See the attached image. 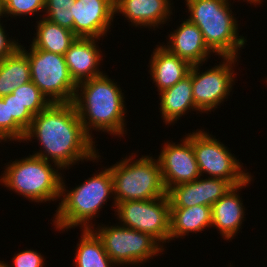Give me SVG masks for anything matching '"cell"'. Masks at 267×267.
<instances>
[{
	"label": "cell",
	"mask_w": 267,
	"mask_h": 267,
	"mask_svg": "<svg viewBox=\"0 0 267 267\" xmlns=\"http://www.w3.org/2000/svg\"><path fill=\"white\" fill-rule=\"evenodd\" d=\"M32 138L39 140L44 149L33 155L49 162L51 159L55 168L62 170L79 161L100 157L95 141L85 132L72 102L50 103L34 115L22 141H32Z\"/></svg>",
	"instance_id": "obj_1"
},
{
	"label": "cell",
	"mask_w": 267,
	"mask_h": 267,
	"mask_svg": "<svg viewBox=\"0 0 267 267\" xmlns=\"http://www.w3.org/2000/svg\"><path fill=\"white\" fill-rule=\"evenodd\" d=\"M124 98L117 82L109 79L104 73L78 83L72 103L85 132L92 139L93 130H102L122 137L126 134L124 117L127 109L124 108Z\"/></svg>",
	"instance_id": "obj_2"
},
{
	"label": "cell",
	"mask_w": 267,
	"mask_h": 267,
	"mask_svg": "<svg viewBox=\"0 0 267 267\" xmlns=\"http://www.w3.org/2000/svg\"><path fill=\"white\" fill-rule=\"evenodd\" d=\"M65 186L62 178L61 203L54 214L55 220H52L56 230L65 231L79 225L81 229L95 227L90 221L97 217L96 214H99L104 203L114 194L110 168L94 174L70 191L66 190Z\"/></svg>",
	"instance_id": "obj_3"
},
{
	"label": "cell",
	"mask_w": 267,
	"mask_h": 267,
	"mask_svg": "<svg viewBox=\"0 0 267 267\" xmlns=\"http://www.w3.org/2000/svg\"><path fill=\"white\" fill-rule=\"evenodd\" d=\"M188 20L203 34L207 46L220 57H237L246 39L238 36L236 17L229 0H185Z\"/></svg>",
	"instance_id": "obj_4"
},
{
	"label": "cell",
	"mask_w": 267,
	"mask_h": 267,
	"mask_svg": "<svg viewBox=\"0 0 267 267\" xmlns=\"http://www.w3.org/2000/svg\"><path fill=\"white\" fill-rule=\"evenodd\" d=\"M49 161L36 155L6 165L0 181L5 187L35 202L54 201L60 197L62 174Z\"/></svg>",
	"instance_id": "obj_5"
},
{
	"label": "cell",
	"mask_w": 267,
	"mask_h": 267,
	"mask_svg": "<svg viewBox=\"0 0 267 267\" xmlns=\"http://www.w3.org/2000/svg\"><path fill=\"white\" fill-rule=\"evenodd\" d=\"M134 159L133 155L125 157L109 167L115 208L119 202L150 200L167 195L157 159L149 155Z\"/></svg>",
	"instance_id": "obj_6"
},
{
	"label": "cell",
	"mask_w": 267,
	"mask_h": 267,
	"mask_svg": "<svg viewBox=\"0 0 267 267\" xmlns=\"http://www.w3.org/2000/svg\"><path fill=\"white\" fill-rule=\"evenodd\" d=\"M27 54L31 81L50 103L73 102L77 84L71 78L64 55L55 54L31 46Z\"/></svg>",
	"instance_id": "obj_7"
},
{
	"label": "cell",
	"mask_w": 267,
	"mask_h": 267,
	"mask_svg": "<svg viewBox=\"0 0 267 267\" xmlns=\"http://www.w3.org/2000/svg\"><path fill=\"white\" fill-rule=\"evenodd\" d=\"M98 228V229H97ZM92 230L102 241L109 258L118 265H138L164 251L161 244L147 233L126 226H99ZM96 229V230H95Z\"/></svg>",
	"instance_id": "obj_8"
},
{
	"label": "cell",
	"mask_w": 267,
	"mask_h": 267,
	"mask_svg": "<svg viewBox=\"0 0 267 267\" xmlns=\"http://www.w3.org/2000/svg\"><path fill=\"white\" fill-rule=\"evenodd\" d=\"M115 213L123 226L147 233L160 244L169 241L171 208L168 195L150 200L119 202Z\"/></svg>",
	"instance_id": "obj_9"
},
{
	"label": "cell",
	"mask_w": 267,
	"mask_h": 267,
	"mask_svg": "<svg viewBox=\"0 0 267 267\" xmlns=\"http://www.w3.org/2000/svg\"><path fill=\"white\" fill-rule=\"evenodd\" d=\"M204 130L191 133V143L199 166L209 177L229 181L233 186L244 183L251 175L242 168L239 159L227 147Z\"/></svg>",
	"instance_id": "obj_10"
},
{
	"label": "cell",
	"mask_w": 267,
	"mask_h": 267,
	"mask_svg": "<svg viewBox=\"0 0 267 267\" xmlns=\"http://www.w3.org/2000/svg\"><path fill=\"white\" fill-rule=\"evenodd\" d=\"M237 58L222 57V64L201 73L199 66L202 64L191 65L192 92L197 111L211 112L230 95L236 75L232 68L238 61Z\"/></svg>",
	"instance_id": "obj_11"
},
{
	"label": "cell",
	"mask_w": 267,
	"mask_h": 267,
	"mask_svg": "<svg viewBox=\"0 0 267 267\" xmlns=\"http://www.w3.org/2000/svg\"><path fill=\"white\" fill-rule=\"evenodd\" d=\"M180 144L168 141L158 157L162 181L166 191L171 187L189 183L201 177L191 143V133Z\"/></svg>",
	"instance_id": "obj_12"
},
{
	"label": "cell",
	"mask_w": 267,
	"mask_h": 267,
	"mask_svg": "<svg viewBox=\"0 0 267 267\" xmlns=\"http://www.w3.org/2000/svg\"><path fill=\"white\" fill-rule=\"evenodd\" d=\"M74 18L73 33L82 38L106 35L115 15V0H75L70 7Z\"/></svg>",
	"instance_id": "obj_13"
},
{
	"label": "cell",
	"mask_w": 267,
	"mask_h": 267,
	"mask_svg": "<svg viewBox=\"0 0 267 267\" xmlns=\"http://www.w3.org/2000/svg\"><path fill=\"white\" fill-rule=\"evenodd\" d=\"M233 185L220 178L208 177L171 187L167 191L170 208H187L195 205L211 207L223 197Z\"/></svg>",
	"instance_id": "obj_14"
},
{
	"label": "cell",
	"mask_w": 267,
	"mask_h": 267,
	"mask_svg": "<svg viewBox=\"0 0 267 267\" xmlns=\"http://www.w3.org/2000/svg\"><path fill=\"white\" fill-rule=\"evenodd\" d=\"M98 40L77 37L64 54L69 74L76 84L104 74L99 71L103 55L95 44Z\"/></svg>",
	"instance_id": "obj_15"
},
{
	"label": "cell",
	"mask_w": 267,
	"mask_h": 267,
	"mask_svg": "<svg viewBox=\"0 0 267 267\" xmlns=\"http://www.w3.org/2000/svg\"><path fill=\"white\" fill-rule=\"evenodd\" d=\"M252 181V175L242 184L233 186L223 197L211 206L212 227L218 228L225 240H231L237 234L244 217V206L238 190Z\"/></svg>",
	"instance_id": "obj_16"
},
{
	"label": "cell",
	"mask_w": 267,
	"mask_h": 267,
	"mask_svg": "<svg viewBox=\"0 0 267 267\" xmlns=\"http://www.w3.org/2000/svg\"><path fill=\"white\" fill-rule=\"evenodd\" d=\"M169 35V42L164 47L190 65L207 61L210 53L213 52L205 43L199 28L188 19Z\"/></svg>",
	"instance_id": "obj_17"
},
{
	"label": "cell",
	"mask_w": 267,
	"mask_h": 267,
	"mask_svg": "<svg viewBox=\"0 0 267 267\" xmlns=\"http://www.w3.org/2000/svg\"><path fill=\"white\" fill-rule=\"evenodd\" d=\"M170 0H115V14H122L132 25L156 28L172 14Z\"/></svg>",
	"instance_id": "obj_18"
},
{
	"label": "cell",
	"mask_w": 267,
	"mask_h": 267,
	"mask_svg": "<svg viewBox=\"0 0 267 267\" xmlns=\"http://www.w3.org/2000/svg\"><path fill=\"white\" fill-rule=\"evenodd\" d=\"M152 53L149 71L159 93L174 86L188 75L191 65L164 46L157 45Z\"/></svg>",
	"instance_id": "obj_19"
},
{
	"label": "cell",
	"mask_w": 267,
	"mask_h": 267,
	"mask_svg": "<svg viewBox=\"0 0 267 267\" xmlns=\"http://www.w3.org/2000/svg\"><path fill=\"white\" fill-rule=\"evenodd\" d=\"M191 67L187 76L174 86L160 92V111L165 124L176 123L188 110L197 108L193 99Z\"/></svg>",
	"instance_id": "obj_20"
},
{
	"label": "cell",
	"mask_w": 267,
	"mask_h": 267,
	"mask_svg": "<svg viewBox=\"0 0 267 267\" xmlns=\"http://www.w3.org/2000/svg\"><path fill=\"white\" fill-rule=\"evenodd\" d=\"M212 224L211 207L195 205L187 208H171L170 240L185 237L189 232L198 233Z\"/></svg>",
	"instance_id": "obj_21"
},
{
	"label": "cell",
	"mask_w": 267,
	"mask_h": 267,
	"mask_svg": "<svg viewBox=\"0 0 267 267\" xmlns=\"http://www.w3.org/2000/svg\"><path fill=\"white\" fill-rule=\"evenodd\" d=\"M35 27H37L34 34L36 37L30 46L55 54L64 55L77 38L73 31L52 23L44 17Z\"/></svg>",
	"instance_id": "obj_22"
},
{
	"label": "cell",
	"mask_w": 267,
	"mask_h": 267,
	"mask_svg": "<svg viewBox=\"0 0 267 267\" xmlns=\"http://www.w3.org/2000/svg\"><path fill=\"white\" fill-rule=\"evenodd\" d=\"M31 81L27 54L19 47L13 54L0 60V97Z\"/></svg>",
	"instance_id": "obj_23"
},
{
	"label": "cell",
	"mask_w": 267,
	"mask_h": 267,
	"mask_svg": "<svg viewBox=\"0 0 267 267\" xmlns=\"http://www.w3.org/2000/svg\"><path fill=\"white\" fill-rule=\"evenodd\" d=\"M80 239L76 245V267H113L116 265L109 258L102 241L92 229H82Z\"/></svg>",
	"instance_id": "obj_24"
},
{
	"label": "cell",
	"mask_w": 267,
	"mask_h": 267,
	"mask_svg": "<svg viewBox=\"0 0 267 267\" xmlns=\"http://www.w3.org/2000/svg\"><path fill=\"white\" fill-rule=\"evenodd\" d=\"M12 94L33 116L50 104L32 81L15 88Z\"/></svg>",
	"instance_id": "obj_25"
},
{
	"label": "cell",
	"mask_w": 267,
	"mask_h": 267,
	"mask_svg": "<svg viewBox=\"0 0 267 267\" xmlns=\"http://www.w3.org/2000/svg\"><path fill=\"white\" fill-rule=\"evenodd\" d=\"M75 0H45V18L52 23L73 31L74 18L70 7Z\"/></svg>",
	"instance_id": "obj_26"
},
{
	"label": "cell",
	"mask_w": 267,
	"mask_h": 267,
	"mask_svg": "<svg viewBox=\"0 0 267 267\" xmlns=\"http://www.w3.org/2000/svg\"><path fill=\"white\" fill-rule=\"evenodd\" d=\"M26 131L14 120L9 119L8 102L0 97V139L5 141H22ZM9 139V140H7Z\"/></svg>",
	"instance_id": "obj_27"
},
{
	"label": "cell",
	"mask_w": 267,
	"mask_h": 267,
	"mask_svg": "<svg viewBox=\"0 0 267 267\" xmlns=\"http://www.w3.org/2000/svg\"><path fill=\"white\" fill-rule=\"evenodd\" d=\"M44 8L45 0H4V12L7 17L10 15V17L19 16L20 18L22 15L42 12Z\"/></svg>",
	"instance_id": "obj_28"
},
{
	"label": "cell",
	"mask_w": 267,
	"mask_h": 267,
	"mask_svg": "<svg viewBox=\"0 0 267 267\" xmlns=\"http://www.w3.org/2000/svg\"><path fill=\"white\" fill-rule=\"evenodd\" d=\"M8 102L9 119H14L25 131L30 127L33 115L11 93L1 97Z\"/></svg>",
	"instance_id": "obj_29"
},
{
	"label": "cell",
	"mask_w": 267,
	"mask_h": 267,
	"mask_svg": "<svg viewBox=\"0 0 267 267\" xmlns=\"http://www.w3.org/2000/svg\"><path fill=\"white\" fill-rule=\"evenodd\" d=\"M13 257V265L11 267H44L43 265H45V259L41 253L31 249L17 253Z\"/></svg>",
	"instance_id": "obj_30"
},
{
	"label": "cell",
	"mask_w": 267,
	"mask_h": 267,
	"mask_svg": "<svg viewBox=\"0 0 267 267\" xmlns=\"http://www.w3.org/2000/svg\"><path fill=\"white\" fill-rule=\"evenodd\" d=\"M4 30L5 29L0 22V60H3L13 54L20 47V44L17 41L14 39L11 40L7 37Z\"/></svg>",
	"instance_id": "obj_31"
},
{
	"label": "cell",
	"mask_w": 267,
	"mask_h": 267,
	"mask_svg": "<svg viewBox=\"0 0 267 267\" xmlns=\"http://www.w3.org/2000/svg\"><path fill=\"white\" fill-rule=\"evenodd\" d=\"M3 15L5 16V12H4V0H0V16L3 18Z\"/></svg>",
	"instance_id": "obj_32"
},
{
	"label": "cell",
	"mask_w": 267,
	"mask_h": 267,
	"mask_svg": "<svg viewBox=\"0 0 267 267\" xmlns=\"http://www.w3.org/2000/svg\"><path fill=\"white\" fill-rule=\"evenodd\" d=\"M245 1V0H244ZM249 1L250 4L253 3V5H258V4H261V0H247V2ZM258 3V4H257Z\"/></svg>",
	"instance_id": "obj_33"
},
{
	"label": "cell",
	"mask_w": 267,
	"mask_h": 267,
	"mask_svg": "<svg viewBox=\"0 0 267 267\" xmlns=\"http://www.w3.org/2000/svg\"><path fill=\"white\" fill-rule=\"evenodd\" d=\"M0 267H9V265L4 261H0Z\"/></svg>",
	"instance_id": "obj_34"
}]
</instances>
